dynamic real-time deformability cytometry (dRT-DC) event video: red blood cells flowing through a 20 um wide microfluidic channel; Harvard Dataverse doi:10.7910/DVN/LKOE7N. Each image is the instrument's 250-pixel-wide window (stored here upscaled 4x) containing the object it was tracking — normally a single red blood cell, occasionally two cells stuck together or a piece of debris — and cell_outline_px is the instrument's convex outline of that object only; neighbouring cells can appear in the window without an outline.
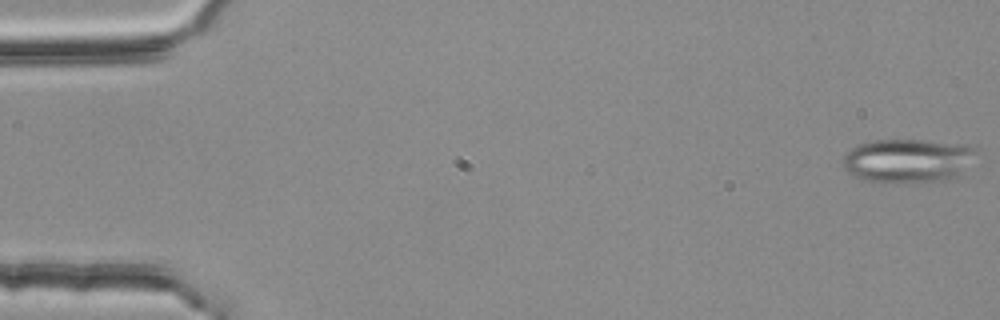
{"species": "common noctule bat (a hibernating species)", "species_latin": "Nyctalus noctula", "temperature_condition": "room temperature", "stored_images_in_passage": 54, "segment_of_instrument_passage": [1, 2], "camera_frame_rate_fps": 3000, "um_per_image_px": 0.085, "animal": {"sex": "female", "body_mass_g": 25.1}, "frame": {"image": 1, "passage_image": 1, "time_ms": 0.0, "image_size_px": [1000, 320], "cell_outline_px": [[976, 148], [964, 176], [952, 180], [912, 184], [884, 184], [864, 180], [848, 172], [844, 168], [844, 156], [856, 144], [872, 140], [924, 140], [968, 144]], "centroid_in_image_um": [77.22, 13.7], "position_along_channel_um": 7.8, "area_um2": 35.26}}